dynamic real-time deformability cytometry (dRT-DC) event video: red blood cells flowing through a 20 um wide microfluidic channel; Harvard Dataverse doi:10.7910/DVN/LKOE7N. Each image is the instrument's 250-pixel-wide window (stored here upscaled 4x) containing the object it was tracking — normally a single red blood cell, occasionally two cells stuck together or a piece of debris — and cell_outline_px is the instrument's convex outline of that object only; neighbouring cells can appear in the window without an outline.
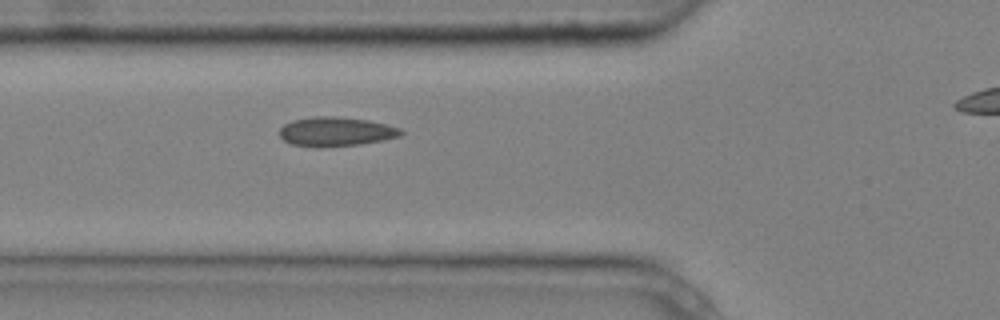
{"species": "common noctule bat (a hibernating species)", "species_latin": "Nyctalus noctula", "temperature_condition": "cold", "stored_images_in_passage": 3, "segment_of_instrument_passage": [1, 2], "camera_frame_rate_fps": 3000, "um_per_image_px": 0.085, "animal": {"sex": "male", "body_mass_g": 20.4}, "frame": {"image": 1, "passage_image": 2, "time_ms": 0.333, "image_size_px": [1000, 320], "cell_outline_px": [[404, 132], [400, 136], [384, 140], [360, 144], [292, 144], [284, 140], [280, 136], [280, 128], [284, 124], [292, 120], [312, 116], [336, 116], [368, 120], [400, 128]], "centroid_in_image_um": [28.59, 11.13], "position_along_channel_um": 97.2, "area_um2": 19.83}}